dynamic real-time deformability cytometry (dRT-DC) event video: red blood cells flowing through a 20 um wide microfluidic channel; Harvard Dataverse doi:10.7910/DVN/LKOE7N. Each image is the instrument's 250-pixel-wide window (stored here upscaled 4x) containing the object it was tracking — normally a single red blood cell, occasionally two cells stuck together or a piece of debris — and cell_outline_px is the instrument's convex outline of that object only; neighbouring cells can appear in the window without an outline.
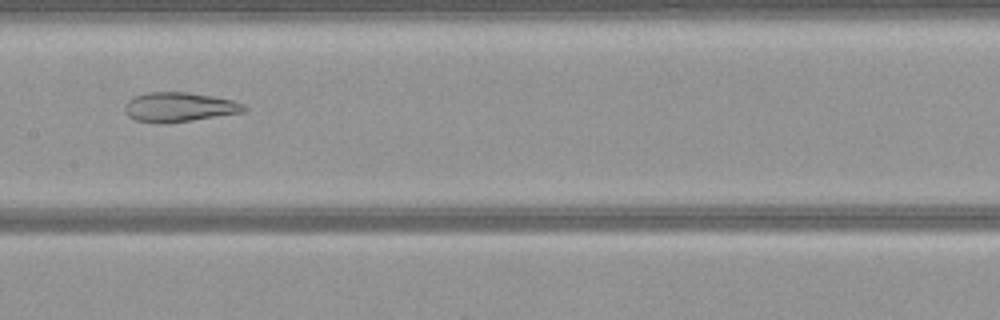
{"species": "common noctule bat (a hibernating species)", "species_latin": "Nyctalus noctula", "temperature_condition": "warm", "stored_images_in_passage": 51, "camera_frame_rate_fps": 3000, "um_per_image_px": 0.085, "animal": {"sex": "female", "body_mass_g": 21.9}, "frame": {"image": 1, "passage_image": 25, "time_ms": 8.0, "image_size_px": [1000, 320], "cell_outline_px": [[248, 108], [244, 112], [192, 120], [164, 124], [156, 124], [136, 120], [128, 116], [124, 112], [124, 108], [128, 100], [136, 96], [148, 92], [188, 92], [212, 96], [232, 100], [244, 104]], "centroid_in_image_um": [15.22, 9.11], "position_along_channel_um": 192.2, "area_um2": 20.58}}
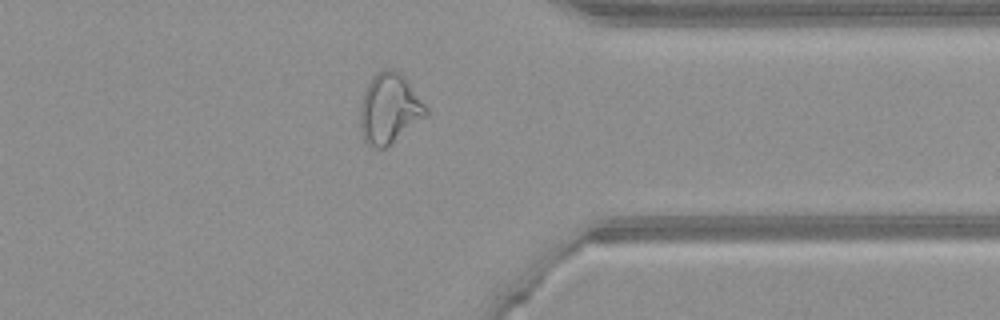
{"frame": {"image": 2, "passage_image": 40, "time_ms": 13.0, "image_size_px": [1000, 320], "cell_outline_px": [[428, 116], [384, 148], [372, 148], [364, 140], [360, 128], [360, 100], [364, 88], [372, 76], [376, 72], [384, 68], [392, 68], [400, 72], [408, 80], [428, 108]], "centroid_in_image_um": [33.09, 9.19], "position_along_channel_um": 378.3, "area_um2": 27.4}}
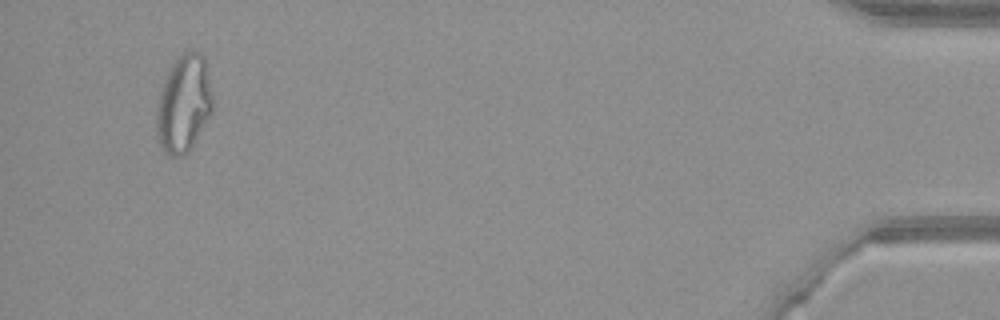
{"frame": {"image": 3, "passage_image": 49, "time_ms": 16.0, "image_size_px": [1000, 320], "cell_outline_px": [[212, 112], [188, 152], [184, 156], [172, 156], [164, 152], [160, 148], [156, 136], [156, 108], [160, 92], [168, 72], [172, 64], [184, 52], [200, 52], [204, 56], [212, 92]], "centroid_in_image_um": [15.6, 8.86], "position_along_channel_um": 419.6, "area_um2": 31.73}}